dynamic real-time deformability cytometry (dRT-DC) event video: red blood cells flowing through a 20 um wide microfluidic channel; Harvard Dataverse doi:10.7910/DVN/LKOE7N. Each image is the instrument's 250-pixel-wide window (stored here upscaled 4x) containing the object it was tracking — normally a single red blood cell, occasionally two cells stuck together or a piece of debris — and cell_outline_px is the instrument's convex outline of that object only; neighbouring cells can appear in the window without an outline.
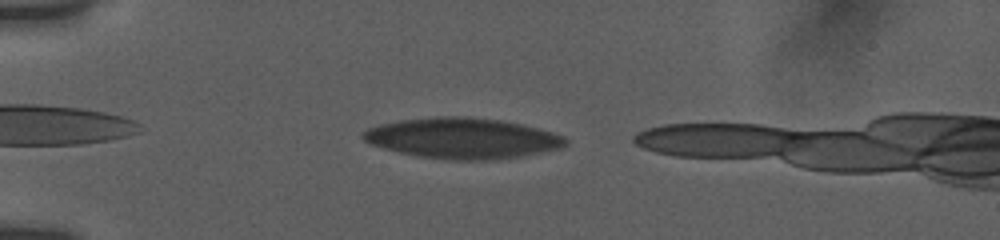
{"species": "human", "species_latin": "Homo sapiens", "temperature_condition": "room temperature", "stored_images_in_passage": 12, "camera_frame_rate_fps": 3000, "um_per_image_px": 0.085, "donor": {"sex": "female"}, "frame": {"image": 1, "passage_image": 6, "time_ms": 1.333, "image_size_px": [1000, 240], "cell_outline_px": [[564, 144], [552, 148], [516, 156], [488, 160], [452, 160], [420, 156], [388, 148], [364, 140], [364, 132], [372, 128], [384, 124], [408, 120], [444, 116], [452, 116], [492, 120], [516, 124], [564, 136]], "centroid_in_image_um": [39.26, 11.76], "position_along_channel_um": 45.7, "area_um2": 45.08}}